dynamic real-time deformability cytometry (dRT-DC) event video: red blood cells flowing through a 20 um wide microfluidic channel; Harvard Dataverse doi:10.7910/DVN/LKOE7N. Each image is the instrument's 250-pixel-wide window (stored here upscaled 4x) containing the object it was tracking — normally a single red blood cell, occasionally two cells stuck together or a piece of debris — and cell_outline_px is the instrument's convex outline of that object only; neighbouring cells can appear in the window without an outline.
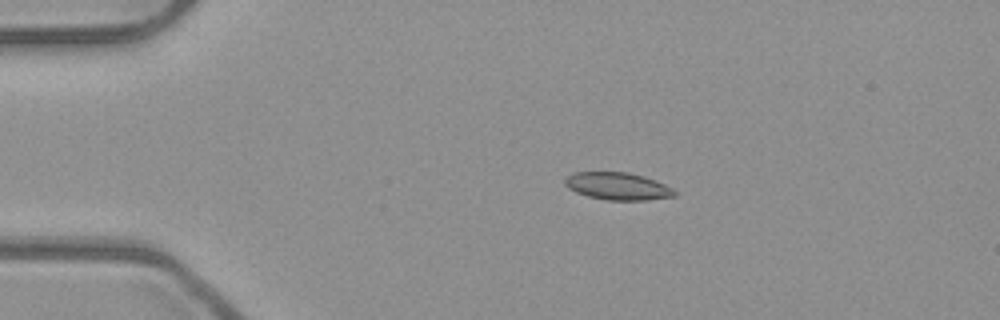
{"species": "common noctule bat (a hibernating species)", "species_latin": "Nyctalus noctula", "temperature_condition": "room temperature", "stored_images_in_passage": 3, "camera_frame_rate_fps": 3000, "um_per_image_px": 0.085, "animal": {"sex": "male", "body_mass_g": 23.1, "forearm_length_mm": 52.7}, "frame": {"image": 1, "passage_image": 2, "time_ms": 0.333, "image_size_px": [1000, 320], "cell_outline_px": [[676, 196], [648, 200], [604, 200], [588, 196], [576, 192], [568, 188], [564, 184], [564, 180], [572, 172], [628, 172], [644, 176], [656, 180], [672, 188], [676, 192]], "centroid_in_image_um": [52.5, 15.82], "position_along_channel_um": 32.5, "area_um2": 17.63}}